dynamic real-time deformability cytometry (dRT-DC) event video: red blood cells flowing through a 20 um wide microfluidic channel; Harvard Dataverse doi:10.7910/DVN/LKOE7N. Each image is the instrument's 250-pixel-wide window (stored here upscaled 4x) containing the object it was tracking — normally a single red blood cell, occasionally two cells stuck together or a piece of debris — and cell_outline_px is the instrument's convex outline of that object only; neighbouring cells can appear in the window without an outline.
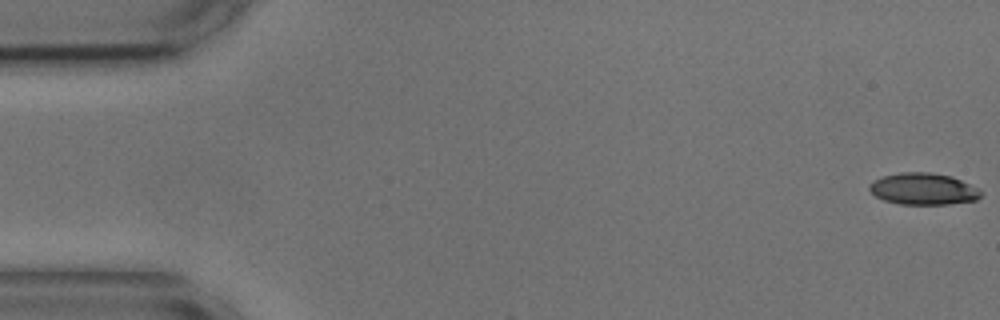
{"species": "common noctule bat (a hibernating species)", "species_latin": "Nyctalus noctula", "temperature_condition": "cold", "stored_images_in_passage": 5, "camera_frame_rate_fps": 3000, "um_per_image_px": 0.085, "animal": {"sex": "male", "body_mass_g": 17.9, "forearm_length_mm": 54.2}, "frame": {"image": 1, "passage_image": 1, "time_ms": 0.0, "image_size_px": [1000, 320], "cell_outline_px": [[984, 192], [976, 200], [948, 204], [900, 204], [884, 200], [876, 196], [868, 188], [868, 184], [884, 176], [900, 172], [932, 172], [952, 176], [980, 188]], "centroid_in_image_um": [78.53, 16.05], "position_along_channel_um": 6.5, "area_um2": 20.69}}